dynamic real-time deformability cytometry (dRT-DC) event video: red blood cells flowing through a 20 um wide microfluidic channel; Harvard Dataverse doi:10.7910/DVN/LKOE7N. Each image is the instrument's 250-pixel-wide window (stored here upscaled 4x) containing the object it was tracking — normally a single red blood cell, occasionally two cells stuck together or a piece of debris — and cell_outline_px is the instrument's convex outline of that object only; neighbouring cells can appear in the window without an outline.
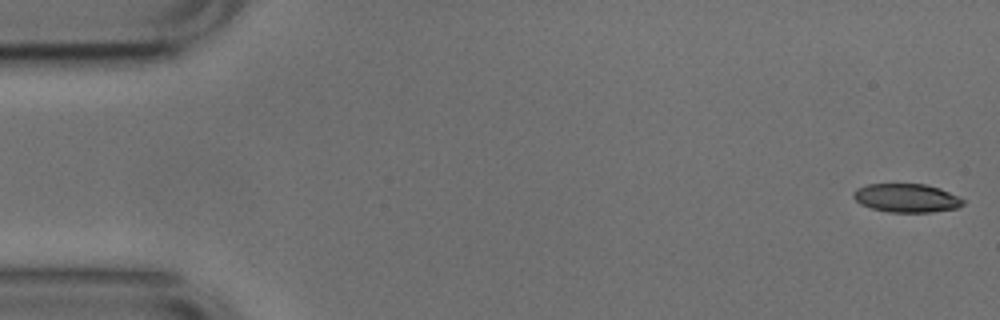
{"species": "common noctule bat (a hibernating species)", "species_latin": "Nyctalus noctula", "temperature_condition": "cold", "stored_images_in_passage": 52, "camera_frame_rate_fps": 3000, "um_per_image_px": 0.085, "animal": {"sex": "male", "body_mass_g": 17.9, "forearm_length_mm": 54.2}, "frame": {"image": 1, "passage_image": 1, "time_ms": 0.0, "image_size_px": [1000, 320], "cell_outline_px": [[964, 204], [956, 208], [932, 212], [888, 212], [872, 208], [860, 204], [852, 196], [852, 192], [856, 188], [868, 184], [924, 184], [940, 188], [964, 200]], "centroid_in_image_um": [77.02, 16.83], "position_along_channel_um": 8.0, "area_um2": 18.21}}
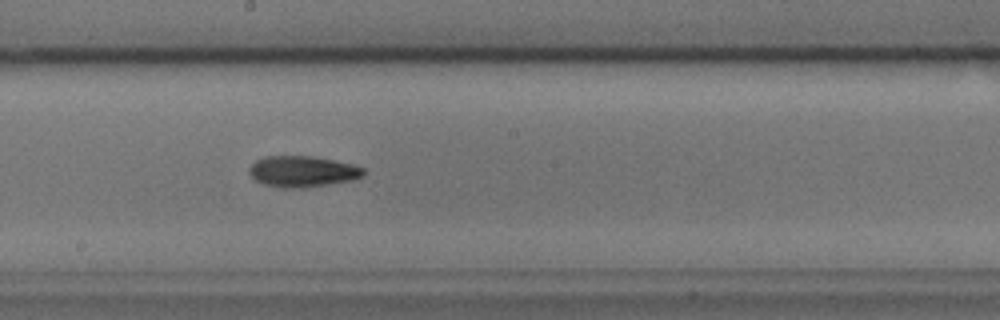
{"frame": {"image": 2, "passage_image": 28, "time_ms": 9.0, "image_size_px": [1000, 320], "cell_outline_px": [[364, 176], [352, 180], [300, 188], [284, 188], [264, 184], [256, 180], [248, 172], [248, 168], [256, 160], [264, 156], [312, 156], [352, 164], [364, 168]], "centroid_in_image_um": [25.69, 14.57], "position_along_channel_um": 222.5, "area_um2": 20.52}}
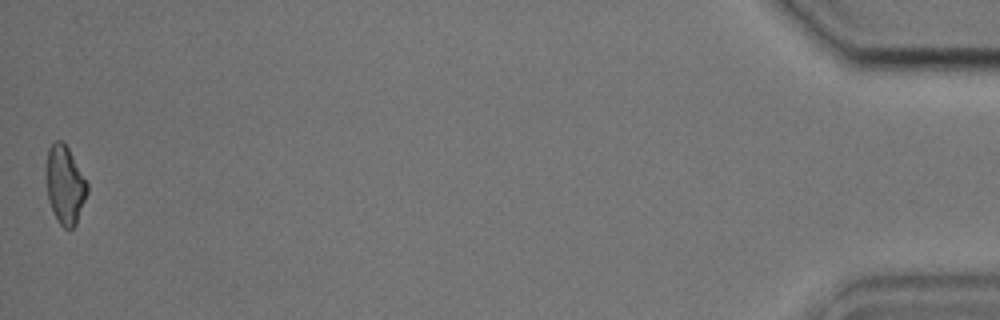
{"frame": {"image": 3, "passage_image": 52, "time_ms": 17.0, "image_size_px": [1000, 320], "cell_outline_px": [[88, 192], [76, 224], [72, 228], [64, 228], [56, 220], [48, 200], [44, 168], [48, 148], [56, 140], [60, 140], [68, 148], [88, 184]], "centroid_in_image_um": [5.49, 15.71], "position_along_channel_um": 429.7, "area_um2": 18.9}}